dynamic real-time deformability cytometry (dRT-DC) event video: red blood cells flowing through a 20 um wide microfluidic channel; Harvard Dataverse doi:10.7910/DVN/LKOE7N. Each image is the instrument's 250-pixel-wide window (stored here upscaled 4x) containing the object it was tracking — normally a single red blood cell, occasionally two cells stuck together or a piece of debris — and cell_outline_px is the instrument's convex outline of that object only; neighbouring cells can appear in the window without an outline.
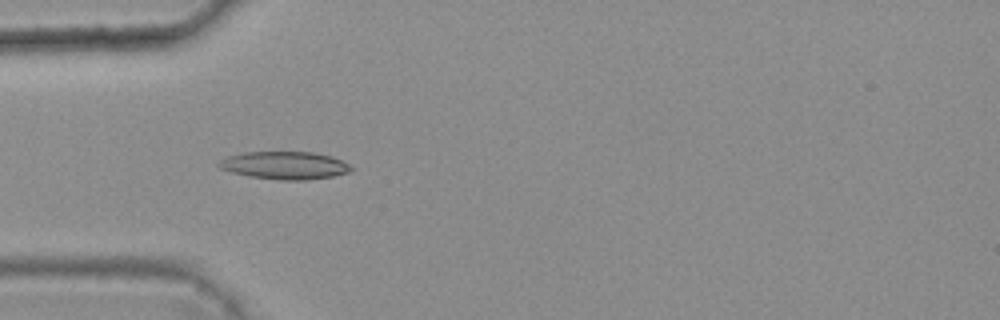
{"species": "common noctule bat (a hibernating species)", "species_latin": "Nyctalus noctula", "temperature_condition": "warm", "stored_images_in_passage": 6, "camera_frame_rate_fps": 3000, "um_per_image_px": 0.085, "animal": {"sex": "female", "body_mass_g": 25.1}, "frame": {"image": 1, "passage_image": 4, "time_ms": 1.0, "image_size_px": [1000, 320], "cell_outline_px": [[356, 168], [348, 172], [332, 176], [304, 180], [280, 180], [248, 176], [232, 172], [220, 168], [216, 164], [220, 160], [228, 156], [244, 152], [312, 152], [332, 156]], "centroid_in_image_um": [24.2, 14.05], "position_along_channel_um": 60.8, "area_um2": 21.33}}
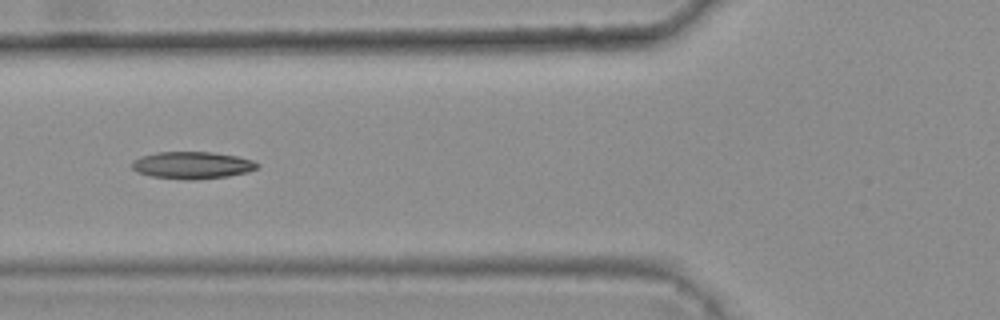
{"frame": {"image": 2, "passage_image": 5, "time_ms": 1.333, "image_size_px": [1000, 320], "cell_outline_px": [[260, 164], [256, 168], [248, 172], [228, 176], [196, 180], [188, 180], [152, 176], [136, 172], [132, 168], [132, 160], [156, 152], [212, 152], [236, 156], [252, 160]], "centroid_in_image_um": [16.34, 14.05], "position_along_channel_um": 109.5, "area_um2": 19.77}}
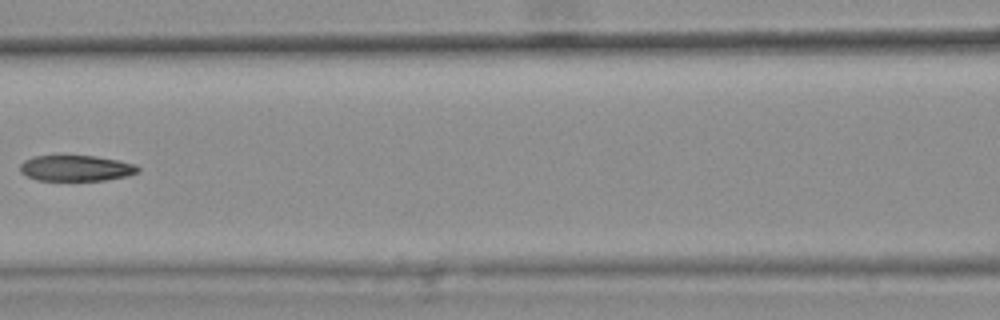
{"frame": {"image": 3, "passage_image": 6, "time_ms": 1.667, "image_size_px": [1000, 320], "cell_outline_px": [[140, 168], [136, 172], [128, 176], [104, 180], [36, 180], [20, 172], [20, 164], [24, 160], [32, 156], [96, 156], [136, 164]], "centroid_in_image_um": [6.45, 14.29], "position_along_channel_um": 160.2, "area_um2": 17.63}}